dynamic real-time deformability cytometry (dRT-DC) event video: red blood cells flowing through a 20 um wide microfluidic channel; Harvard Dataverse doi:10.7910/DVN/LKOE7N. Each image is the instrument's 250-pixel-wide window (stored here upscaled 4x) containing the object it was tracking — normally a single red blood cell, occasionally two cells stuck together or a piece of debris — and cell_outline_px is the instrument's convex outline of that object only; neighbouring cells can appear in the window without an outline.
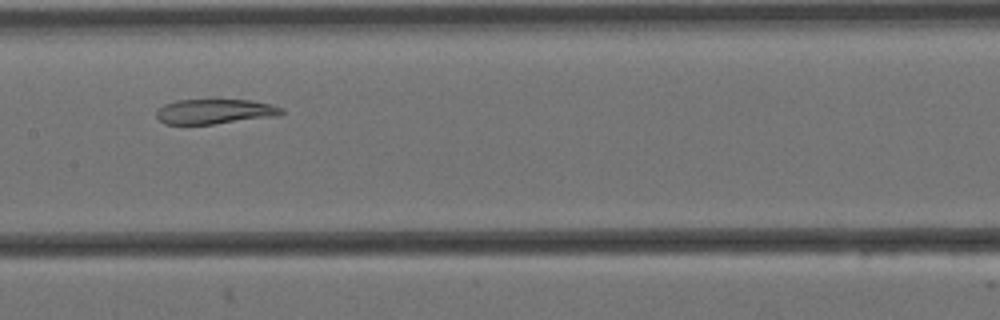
{"species": "Egyptian fruit bat (a non-hibernating species)", "species_latin": "Rousettus aegyptiacus", "temperature_condition": "cold", "stored_images_in_passage": 13, "camera_frame_rate_fps": 3000, "um_per_image_px": 0.085, "animal": {"sex": "female"}, "frame": {"image": 1, "passage_image": 6, "time_ms": 1.667, "image_size_px": [1000, 320], "cell_outline_px": [[284, 112], [280, 116], [212, 124], [164, 124], [156, 116], [156, 112], [164, 104], [176, 100], [252, 100], [284, 108]], "centroid_in_image_um": [18.28, 9.48], "position_along_channel_um": 189.1, "area_um2": 18.15}}
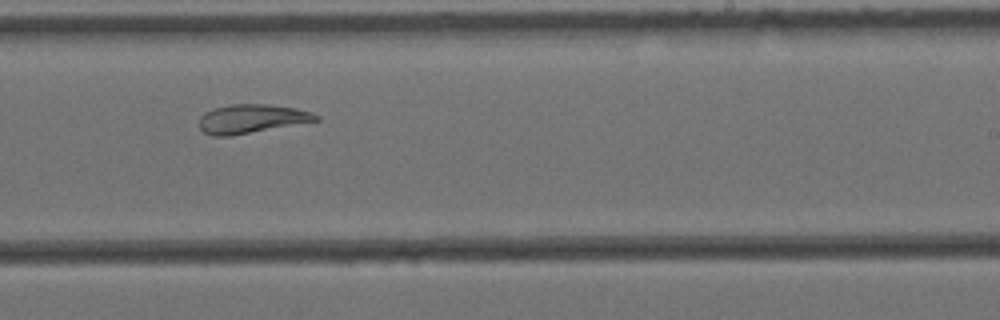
{"frame": {"image": 2, "passage_image": 8, "time_ms": 2.333, "image_size_px": [1000, 320], "cell_outline_px": [[320, 120], [228, 136], [212, 136], [204, 132], [200, 128], [200, 116], [204, 112], [216, 108], [232, 104], [264, 104], [296, 108], [312, 112], [320, 116]], "centroid_in_image_um": [21.38, 10.09], "position_along_channel_um": 267.6, "area_um2": 19.36}}
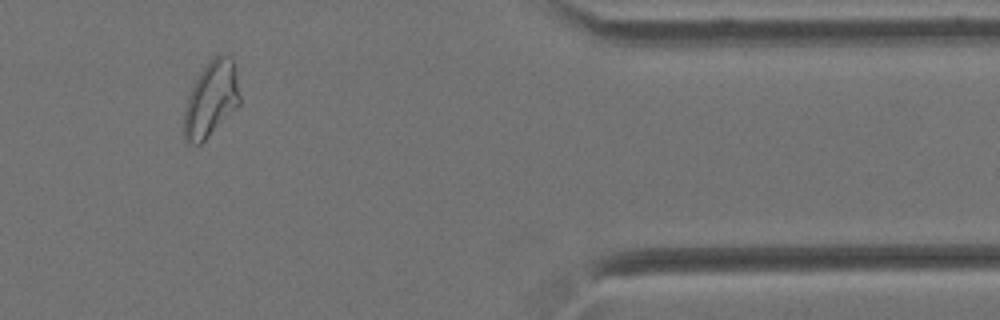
{"frame": {"image": 3, "passage_image": 11, "time_ms": 3.333, "image_size_px": [1000, 320], "cell_outline_px": [[240, 104], [200, 144], [188, 144], [184, 140], [184, 112], [188, 96], [200, 72], [208, 60], [220, 52], [228, 52], [232, 56], [240, 96]], "centroid_in_image_um": [17.95, 8.37], "position_along_channel_um": 393.5, "area_um2": 24.51}}